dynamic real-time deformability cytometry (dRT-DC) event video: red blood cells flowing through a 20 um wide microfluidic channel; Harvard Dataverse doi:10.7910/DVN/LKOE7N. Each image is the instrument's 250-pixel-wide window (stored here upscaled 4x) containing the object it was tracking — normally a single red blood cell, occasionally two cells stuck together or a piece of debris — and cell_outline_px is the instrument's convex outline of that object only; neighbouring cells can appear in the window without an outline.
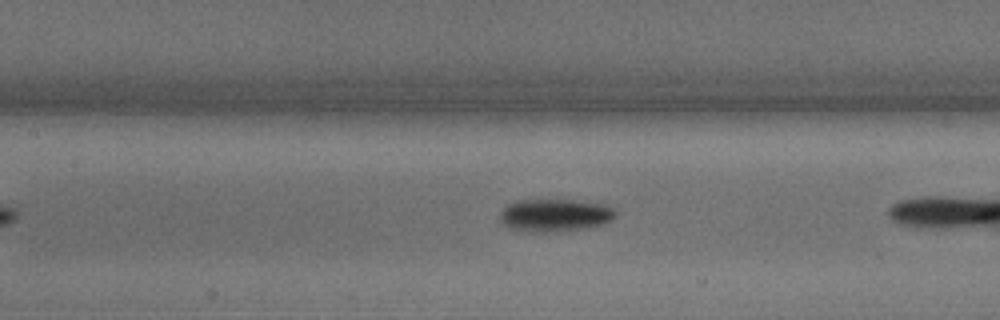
{"species": "common noctule bat (a hibernating species)", "species_latin": "Nyctalus noctula", "temperature_condition": "warm", "stored_images_in_passage": 15, "camera_frame_rate_fps": 3000, "um_per_image_px": 0.085, "animal": {"sex": "male", "body_mass_g": 15.6}, "frame": {"image": 1, "passage_image": 9, "time_ms": 2.667, "image_size_px": [1000, 320], "cell_outline_px": [[616, 216], [612, 220], [604, 224], [592, 228], [560, 232], [532, 232], [512, 228], [504, 224], [500, 220], [500, 212], [508, 204], [516, 200], [572, 200], [604, 204], [612, 208], [616, 212]], "centroid_in_image_um": [47.21, 18.31], "position_along_channel_um": 160.2, "area_um2": 22.25}}
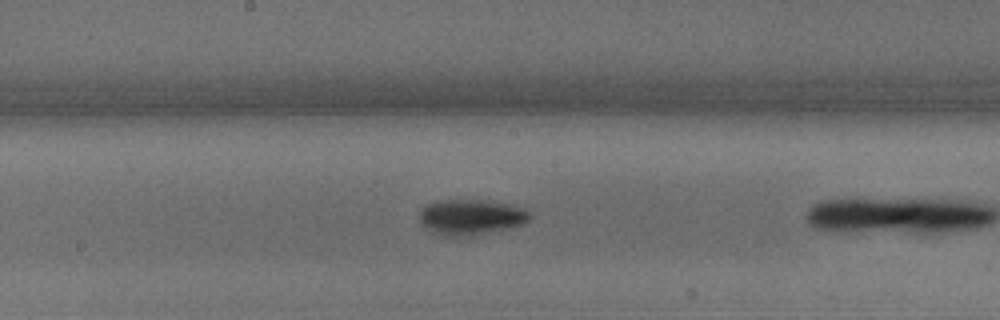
{"frame": {"image": 2, "passage_image": 13, "time_ms": 4.0, "image_size_px": [1000, 320], "cell_outline_px": [[532, 216], [528, 220], [520, 224], [472, 236], [440, 236], [424, 228], [420, 220], [420, 208], [428, 204], [440, 200], [484, 200], [504, 204], [520, 208], [528, 212]], "centroid_in_image_um": [39.93, 18.46], "position_along_channel_um": 208.3, "area_um2": 22.43}}